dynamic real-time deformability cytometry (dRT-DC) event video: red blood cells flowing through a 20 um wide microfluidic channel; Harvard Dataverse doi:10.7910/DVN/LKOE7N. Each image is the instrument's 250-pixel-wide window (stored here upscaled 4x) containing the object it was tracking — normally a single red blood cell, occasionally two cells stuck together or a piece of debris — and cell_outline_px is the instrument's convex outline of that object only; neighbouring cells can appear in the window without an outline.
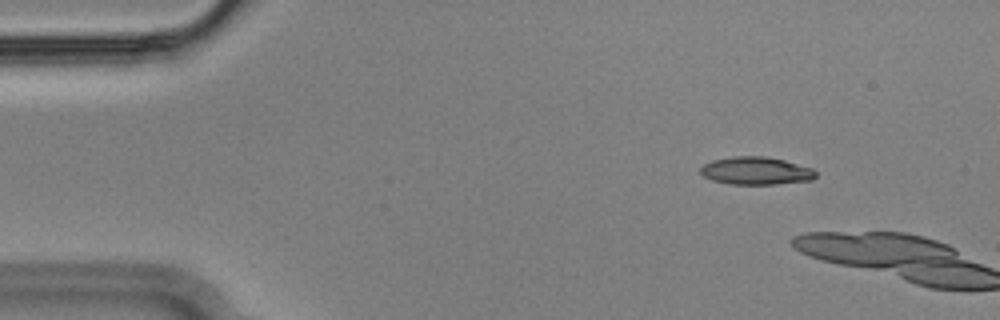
{"species": "Egyptian fruit bat (a non-hibernating species)", "species_latin": "Rousettus aegyptiacus", "temperature_condition": "cold", "stored_images_in_passage": 9, "camera_frame_rate_fps": 3000, "um_per_image_px": 0.085, "animal": {"sex": "male"}, "frame": {"image": 1, "passage_image": 7, "time_ms": 2.0, "image_size_px": [1000, 320], "cell_outline_px": [[816, 176], [812, 180], [776, 184], [732, 184], [712, 180], [704, 176], [700, 172], [700, 168], [704, 164], [712, 160], [732, 156], [764, 156], [784, 160], [812, 168], [816, 172]], "centroid_in_image_um": [64.26, 14.51], "position_along_channel_um": 20.7, "area_um2": 18.61}}